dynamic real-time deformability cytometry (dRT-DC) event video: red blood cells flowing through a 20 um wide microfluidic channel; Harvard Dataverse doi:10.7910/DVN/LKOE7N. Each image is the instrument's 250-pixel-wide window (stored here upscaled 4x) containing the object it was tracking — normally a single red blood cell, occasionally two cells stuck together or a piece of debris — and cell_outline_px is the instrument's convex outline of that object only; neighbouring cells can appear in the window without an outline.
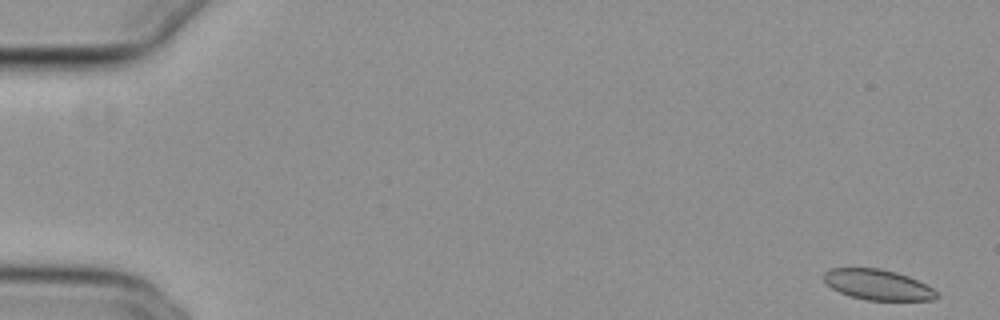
{"species": "common noctule bat (a hibernating species)", "species_latin": "Nyctalus noctula", "temperature_condition": "cold", "stored_images_in_passage": 55, "segment_of_instrument_passage": [1, 2], "camera_frame_rate_fps": 3000, "um_per_image_px": 0.085, "animal": {"sex": "female", "body_mass_g": 29.2, "forearm_length_mm": 56.3}, "frame": {"image": 1, "passage_image": 1, "time_ms": 0.0, "image_size_px": [1000, 320], "cell_outline_px": [[940, 296], [936, 300], [864, 300], [840, 292], [832, 288], [824, 280], [824, 272], [828, 268], [880, 268], [896, 272], [908, 276], [932, 288]], "centroid_in_image_um": [74.61, 24.2], "position_along_channel_um": 10.4, "area_um2": 19.94}}
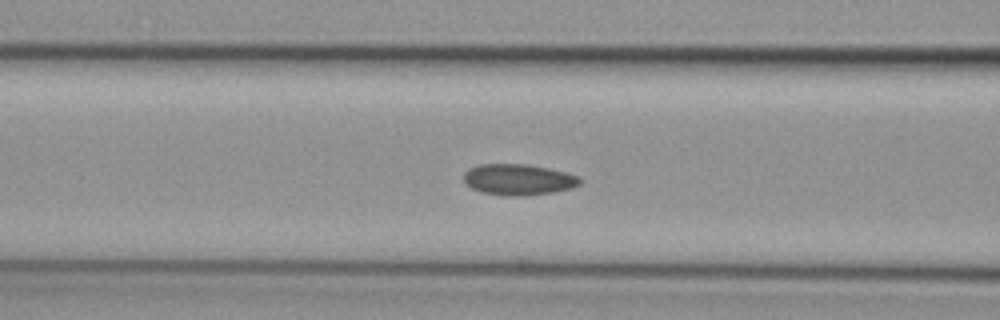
{"frame": {"image": 2, "passage_image": 22, "time_ms": 7.0, "image_size_px": [1000, 320], "cell_outline_px": [[580, 184], [572, 188], [552, 192], [524, 196], [508, 196], [480, 192], [464, 184], [464, 172], [468, 168], [480, 164], [528, 164], [548, 168], [580, 176]], "centroid_in_image_um": [44.03, 15.26], "position_along_channel_um": 122.6, "area_um2": 21.15}}
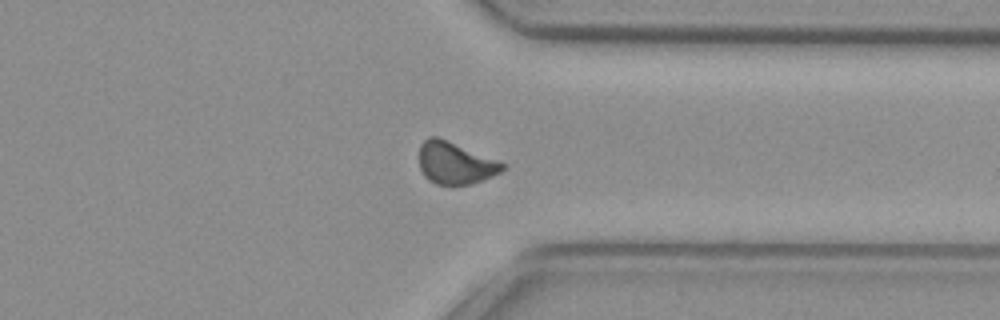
{"frame": {"image": 3, "passage_image": 42, "time_ms": 13.667, "image_size_px": [1000, 320], "cell_outline_px": [[508, 164], [500, 172], [492, 176], [468, 184], [452, 188], [436, 184], [428, 180], [424, 176], [420, 168], [420, 144], [428, 136], [436, 136]], "centroid_in_image_um": [38.67, 13.89], "position_along_channel_um": 372.7, "area_um2": 20.63}}